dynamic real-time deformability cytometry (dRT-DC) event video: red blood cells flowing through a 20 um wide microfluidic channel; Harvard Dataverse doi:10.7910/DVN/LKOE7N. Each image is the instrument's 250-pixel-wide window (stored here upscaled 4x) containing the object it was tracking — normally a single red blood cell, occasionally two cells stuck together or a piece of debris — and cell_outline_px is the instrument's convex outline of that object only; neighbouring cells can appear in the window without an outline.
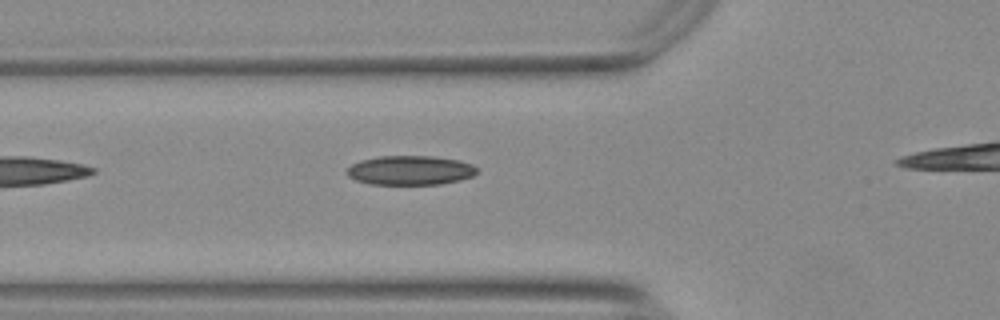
{"species": "Egyptian fruit bat (a non-hibernating species)", "species_latin": "Rousettus aegyptiacus", "temperature_condition": "warm", "stored_images_in_passage": 9, "camera_frame_rate_fps": 3000, "um_per_image_px": 0.085, "animal": {"sex": "female"}, "frame": {"image": 1, "passage_image": 4, "time_ms": 1.0, "image_size_px": [1000, 320], "cell_outline_px": [[480, 168], [472, 176], [460, 180], [440, 184], [368, 184], [356, 180], [348, 176], [348, 168], [352, 164], [360, 160], [380, 156], [432, 156], [460, 160], [472, 164]], "centroid_in_image_um": [34.9, 14.47], "position_along_channel_um": 90.9, "area_um2": 22.25}}